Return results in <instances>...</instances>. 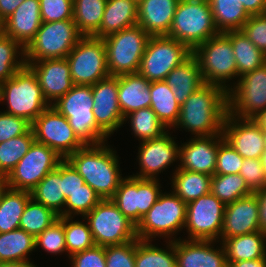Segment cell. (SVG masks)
<instances>
[{"label": "cell", "instance_id": "34", "mask_svg": "<svg viewBox=\"0 0 266 267\" xmlns=\"http://www.w3.org/2000/svg\"><path fill=\"white\" fill-rule=\"evenodd\" d=\"M231 41L237 64V81L245 73L266 63V55L259 50L241 30L224 32Z\"/></svg>", "mask_w": 266, "mask_h": 267}, {"label": "cell", "instance_id": "56", "mask_svg": "<svg viewBox=\"0 0 266 267\" xmlns=\"http://www.w3.org/2000/svg\"><path fill=\"white\" fill-rule=\"evenodd\" d=\"M251 15H261L266 13V0H238Z\"/></svg>", "mask_w": 266, "mask_h": 267}, {"label": "cell", "instance_id": "14", "mask_svg": "<svg viewBox=\"0 0 266 267\" xmlns=\"http://www.w3.org/2000/svg\"><path fill=\"white\" fill-rule=\"evenodd\" d=\"M266 110V63L238 78L228 91V113L255 119Z\"/></svg>", "mask_w": 266, "mask_h": 267}, {"label": "cell", "instance_id": "7", "mask_svg": "<svg viewBox=\"0 0 266 267\" xmlns=\"http://www.w3.org/2000/svg\"><path fill=\"white\" fill-rule=\"evenodd\" d=\"M218 33L208 0H179L167 36L193 50Z\"/></svg>", "mask_w": 266, "mask_h": 267}, {"label": "cell", "instance_id": "16", "mask_svg": "<svg viewBox=\"0 0 266 267\" xmlns=\"http://www.w3.org/2000/svg\"><path fill=\"white\" fill-rule=\"evenodd\" d=\"M225 206L211 192L187 203L184 239L219 241Z\"/></svg>", "mask_w": 266, "mask_h": 267}, {"label": "cell", "instance_id": "51", "mask_svg": "<svg viewBox=\"0 0 266 267\" xmlns=\"http://www.w3.org/2000/svg\"><path fill=\"white\" fill-rule=\"evenodd\" d=\"M239 174L253 193L266 187V175L261 159H244Z\"/></svg>", "mask_w": 266, "mask_h": 267}, {"label": "cell", "instance_id": "9", "mask_svg": "<svg viewBox=\"0 0 266 267\" xmlns=\"http://www.w3.org/2000/svg\"><path fill=\"white\" fill-rule=\"evenodd\" d=\"M82 35L73 19L42 22L33 40L25 48V63L66 58Z\"/></svg>", "mask_w": 266, "mask_h": 267}, {"label": "cell", "instance_id": "12", "mask_svg": "<svg viewBox=\"0 0 266 267\" xmlns=\"http://www.w3.org/2000/svg\"><path fill=\"white\" fill-rule=\"evenodd\" d=\"M74 85H94L110 76L103 38L82 36L66 57Z\"/></svg>", "mask_w": 266, "mask_h": 267}, {"label": "cell", "instance_id": "25", "mask_svg": "<svg viewBox=\"0 0 266 267\" xmlns=\"http://www.w3.org/2000/svg\"><path fill=\"white\" fill-rule=\"evenodd\" d=\"M41 25L39 0H24L4 20V35L12 38L25 49L33 40Z\"/></svg>", "mask_w": 266, "mask_h": 267}, {"label": "cell", "instance_id": "57", "mask_svg": "<svg viewBox=\"0 0 266 267\" xmlns=\"http://www.w3.org/2000/svg\"><path fill=\"white\" fill-rule=\"evenodd\" d=\"M259 201L260 229L266 233V187L256 192Z\"/></svg>", "mask_w": 266, "mask_h": 267}, {"label": "cell", "instance_id": "31", "mask_svg": "<svg viewBox=\"0 0 266 267\" xmlns=\"http://www.w3.org/2000/svg\"><path fill=\"white\" fill-rule=\"evenodd\" d=\"M170 177L171 191L185 203L210 193L212 176L209 174L176 169L174 166Z\"/></svg>", "mask_w": 266, "mask_h": 267}, {"label": "cell", "instance_id": "21", "mask_svg": "<svg viewBox=\"0 0 266 267\" xmlns=\"http://www.w3.org/2000/svg\"><path fill=\"white\" fill-rule=\"evenodd\" d=\"M182 238L174 241L177 267H228L222 242Z\"/></svg>", "mask_w": 266, "mask_h": 267}, {"label": "cell", "instance_id": "24", "mask_svg": "<svg viewBox=\"0 0 266 267\" xmlns=\"http://www.w3.org/2000/svg\"><path fill=\"white\" fill-rule=\"evenodd\" d=\"M28 66L36 74L43 97L49 105L54 104L74 86L66 58L38 60Z\"/></svg>", "mask_w": 266, "mask_h": 267}, {"label": "cell", "instance_id": "43", "mask_svg": "<svg viewBox=\"0 0 266 267\" xmlns=\"http://www.w3.org/2000/svg\"><path fill=\"white\" fill-rule=\"evenodd\" d=\"M58 218L59 215L53 210L31 198L21 216L19 228L25 230L36 238L46 228L50 227L56 220H58Z\"/></svg>", "mask_w": 266, "mask_h": 267}, {"label": "cell", "instance_id": "33", "mask_svg": "<svg viewBox=\"0 0 266 267\" xmlns=\"http://www.w3.org/2000/svg\"><path fill=\"white\" fill-rule=\"evenodd\" d=\"M149 92L150 108L167 129H172L178 122L181 105L176 101L171 87L164 80L152 81Z\"/></svg>", "mask_w": 266, "mask_h": 267}, {"label": "cell", "instance_id": "2", "mask_svg": "<svg viewBox=\"0 0 266 267\" xmlns=\"http://www.w3.org/2000/svg\"><path fill=\"white\" fill-rule=\"evenodd\" d=\"M108 144L84 145L66 158L102 200L111 199L126 177L121 172L117 150Z\"/></svg>", "mask_w": 266, "mask_h": 267}, {"label": "cell", "instance_id": "49", "mask_svg": "<svg viewBox=\"0 0 266 267\" xmlns=\"http://www.w3.org/2000/svg\"><path fill=\"white\" fill-rule=\"evenodd\" d=\"M136 240L105 247L106 267H135Z\"/></svg>", "mask_w": 266, "mask_h": 267}, {"label": "cell", "instance_id": "18", "mask_svg": "<svg viewBox=\"0 0 266 267\" xmlns=\"http://www.w3.org/2000/svg\"><path fill=\"white\" fill-rule=\"evenodd\" d=\"M171 129L167 130L160 137L148 141L140 142L136 161L139 165V172L132 176L147 179L158 178L169 166L177 163L179 168V142L172 136ZM171 133V134H170ZM172 164V165H171Z\"/></svg>", "mask_w": 266, "mask_h": 267}, {"label": "cell", "instance_id": "28", "mask_svg": "<svg viewBox=\"0 0 266 267\" xmlns=\"http://www.w3.org/2000/svg\"><path fill=\"white\" fill-rule=\"evenodd\" d=\"M138 22V3L134 0H107L99 31L94 37L104 38L133 27Z\"/></svg>", "mask_w": 266, "mask_h": 267}, {"label": "cell", "instance_id": "59", "mask_svg": "<svg viewBox=\"0 0 266 267\" xmlns=\"http://www.w3.org/2000/svg\"><path fill=\"white\" fill-rule=\"evenodd\" d=\"M228 267H266V257L228 263Z\"/></svg>", "mask_w": 266, "mask_h": 267}, {"label": "cell", "instance_id": "17", "mask_svg": "<svg viewBox=\"0 0 266 267\" xmlns=\"http://www.w3.org/2000/svg\"><path fill=\"white\" fill-rule=\"evenodd\" d=\"M31 128L35 141L53 149L63 159L84 146L68 119L51 105L33 121Z\"/></svg>", "mask_w": 266, "mask_h": 267}, {"label": "cell", "instance_id": "54", "mask_svg": "<svg viewBox=\"0 0 266 267\" xmlns=\"http://www.w3.org/2000/svg\"><path fill=\"white\" fill-rule=\"evenodd\" d=\"M70 267H106L105 247L95 245L69 257Z\"/></svg>", "mask_w": 266, "mask_h": 267}, {"label": "cell", "instance_id": "4", "mask_svg": "<svg viewBox=\"0 0 266 267\" xmlns=\"http://www.w3.org/2000/svg\"><path fill=\"white\" fill-rule=\"evenodd\" d=\"M4 112L33 121L50 105L43 97L36 74L25 65L11 79L0 83V104Z\"/></svg>", "mask_w": 266, "mask_h": 267}, {"label": "cell", "instance_id": "64", "mask_svg": "<svg viewBox=\"0 0 266 267\" xmlns=\"http://www.w3.org/2000/svg\"><path fill=\"white\" fill-rule=\"evenodd\" d=\"M4 35V21L0 18V38Z\"/></svg>", "mask_w": 266, "mask_h": 267}, {"label": "cell", "instance_id": "20", "mask_svg": "<svg viewBox=\"0 0 266 267\" xmlns=\"http://www.w3.org/2000/svg\"><path fill=\"white\" fill-rule=\"evenodd\" d=\"M222 134L244 159H261L265 151L264 130L255 119L227 113Z\"/></svg>", "mask_w": 266, "mask_h": 267}, {"label": "cell", "instance_id": "48", "mask_svg": "<svg viewBox=\"0 0 266 267\" xmlns=\"http://www.w3.org/2000/svg\"><path fill=\"white\" fill-rule=\"evenodd\" d=\"M244 158L224 139L219 136L215 174H239Z\"/></svg>", "mask_w": 266, "mask_h": 267}, {"label": "cell", "instance_id": "8", "mask_svg": "<svg viewBox=\"0 0 266 267\" xmlns=\"http://www.w3.org/2000/svg\"><path fill=\"white\" fill-rule=\"evenodd\" d=\"M150 37L139 25L104 37L110 76L137 73Z\"/></svg>", "mask_w": 266, "mask_h": 267}, {"label": "cell", "instance_id": "5", "mask_svg": "<svg viewBox=\"0 0 266 267\" xmlns=\"http://www.w3.org/2000/svg\"><path fill=\"white\" fill-rule=\"evenodd\" d=\"M91 85H74L51 106L68 119L74 134L84 145H97L109 137L97 126L93 113Z\"/></svg>", "mask_w": 266, "mask_h": 267}, {"label": "cell", "instance_id": "62", "mask_svg": "<svg viewBox=\"0 0 266 267\" xmlns=\"http://www.w3.org/2000/svg\"><path fill=\"white\" fill-rule=\"evenodd\" d=\"M7 187L8 186H7L6 182H5V180L4 179H0V201H1L2 196H3V192Z\"/></svg>", "mask_w": 266, "mask_h": 267}, {"label": "cell", "instance_id": "40", "mask_svg": "<svg viewBox=\"0 0 266 267\" xmlns=\"http://www.w3.org/2000/svg\"><path fill=\"white\" fill-rule=\"evenodd\" d=\"M127 122L131 127V135H134L139 143L158 138L168 130L150 107L126 115L123 124Z\"/></svg>", "mask_w": 266, "mask_h": 267}, {"label": "cell", "instance_id": "13", "mask_svg": "<svg viewBox=\"0 0 266 267\" xmlns=\"http://www.w3.org/2000/svg\"><path fill=\"white\" fill-rule=\"evenodd\" d=\"M161 185L160 179L138 178L128 174L111 200L137 226L163 192Z\"/></svg>", "mask_w": 266, "mask_h": 267}, {"label": "cell", "instance_id": "10", "mask_svg": "<svg viewBox=\"0 0 266 267\" xmlns=\"http://www.w3.org/2000/svg\"><path fill=\"white\" fill-rule=\"evenodd\" d=\"M84 218L96 245H121L137 239L136 226L111 199L101 200Z\"/></svg>", "mask_w": 266, "mask_h": 267}, {"label": "cell", "instance_id": "65", "mask_svg": "<svg viewBox=\"0 0 266 267\" xmlns=\"http://www.w3.org/2000/svg\"><path fill=\"white\" fill-rule=\"evenodd\" d=\"M264 141H265V150H266V130H264Z\"/></svg>", "mask_w": 266, "mask_h": 267}, {"label": "cell", "instance_id": "38", "mask_svg": "<svg viewBox=\"0 0 266 267\" xmlns=\"http://www.w3.org/2000/svg\"><path fill=\"white\" fill-rule=\"evenodd\" d=\"M164 242L165 247L161 248L152 244V240L137 238L135 267H177L174 241Z\"/></svg>", "mask_w": 266, "mask_h": 267}, {"label": "cell", "instance_id": "50", "mask_svg": "<svg viewBox=\"0 0 266 267\" xmlns=\"http://www.w3.org/2000/svg\"><path fill=\"white\" fill-rule=\"evenodd\" d=\"M42 22L73 19V0H39Z\"/></svg>", "mask_w": 266, "mask_h": 267}, {"label": "cell", "instance_id": "45", "mask_svg": "<svg viewBox=\"0 0 266 267\" xmlns=\"http://www.w3.org/2000/svg\"><path fill=\"white\" fill-rule=\"evenodd\" d=\"M25 63V49L12 38H0V83L11 79Z\"/></svg>", "mask_w": 266, "mask_h": 267}, {"label": "cell", "instance_id": "36", "mask_svg": "<svg viewBox=\"0 0 266 267\" xmlns=\"http://www.w3.org/2000/svg\"><path fill=\"white\" fill-rule=\"evenodd\" d=\"M35 251V237L25 230L0 233V262L32 260Z\"/></svg>", "mask_w": 266, "mask_h": 267}, {"label": "cell", "instance_id": "52", "mask_svg": "<svg viewBox=\"0 0 266 267\" xmlns=\"http://www.w3.org/2000/svg\"><path fill=\"white\" fill-rule=\"evenodd\" d=\"M241 32L266 55V13L251 15Z\"/></svg>", "mask_w": 266, "mask_h": 267}, {"label": "cell", "instance_id": "42", "mask_svg": "<svg viewBox=\"0 0 266 267\" xmlns=\"http://www.w3.org/2000/svg\"><path fill=\"white\" fill-rule=\"evenodd\" d=\"M210 192L225 205L253 194L240 174H214Z\"/></svg>", "mask_w": 266, "mask_h": 267}, {"label": "cell", "instance_id": "30", "mask_svg": "<svg viewBox=\"0 0 266 267\" xmlns=\"http://www.w3.org/2000/svg\"><path fill=\"white\" fill-rule=\"evenodd\" d=\"M222 244L227 263L266 257V233L262 231L227 238Z\"/></svg>", "mask_w": 266, "mask_h": 267}, {"label": "cell", "instance_id": "55", "mask_svg": "<svg viewBox=\"0 0 266 267\" xmlns=\"http://www.w3.org/2000/svg\"><path fill=\"white\" fill-rule=\"evenodd\" d=\"M83 177L66 160H62V191L65 199L75 193L84 184Z\"/></svg>", "mask_w": 266, "mask_h": 267}, {"label": "cell", "instance_id": "41", "mask_svg": "<svg viewBox=\"0 0 266 267\" xmlns=\"http://www.w3.org/2000/svg\"><path fill=\"white\" fill-rule=\"evenodd\" d=\"M35 141L32 128L21 136L0 143V179H5Z\"/></svg>", "mask_w": 266, "mask_h": 267}, {"label": "cell", "instance_id": "26", "mask_svg": "<svg viewBox=\"0 0 266 267\" xmlns=\"http://www.w3.org/2000/svg\"><path fill=\"white\" fill-rule=\"evenodd\" d=\"M179 0H142L138 22L150 36L168 35Z\"/></svg>", "mask_w": 266, "mask_h": 267}, {"label": "cell", "instance_id": "53", "mask_svg": "<svg viewBox=\"0 0 266 267\" xmlns=\"http://www.w3.org/2000/svg\"><path fill=\"white\" fill-rule=\"evenodd\" d=\"M31 123L24 118L0 111V143L26 134Z\"/></svg>", "mask_w": 266, "mask_h": 267}, {"label": "cell", "instance_id": "32", "mask_svg": "<svg viewBox=\"0 0 266 267\" xmlns=\"http://www.w3.org/2000/svg\"><path fill=\"white\" fill-rule=\"evenodd\" d=\"M31 198L64 216L66 199L62 191V161L49 172L31 191Z\"/></svg>", "mask_w": 266, "mask_h": 267}, {"label": "cell", "instance_id": "11", "mask_svg": "<svg viewBox=\"0 0 266 267\" xmlns=\"http://www.w3.org/2000/svg\"><path fill=\"white\" fill-rule=\"evenodd\" d=\"M192 55L184 43L167 35L151 36L141 58L138 73L149 82L165 80L167 75Z\"/></svg>", "mask_w": 266, "mask_h": 267}, {"label": "cell", "instance_id": "6", "mask_svg": "<svg viewBox=\"0 0 266 267\" xmlns=\"http://www.w3.org/2000/svg\"><path fill=\"white\" fill-rule=\"evenodd\" d=\"M192 55L199 63L204 84L221 86L227 92L236 84L237 64L230 38L224 32L196 46Z\"/></svg>", "mask_w": 266, "mask_h": 267}, {"label": "cell", "instance_id": "22", "mask_svg": "<svg viewBox=\"0 0 266 267\" xmlns=\"http://www.w3.org/2000/svg\"><path fill=\"white\" fill-rule=\"evenodd\" d=\"M261 231L256 193L226 204L219 242L227 238Z\"/></svg>", "mask_w": 266, "mask_h": 267}, {"label": "cell", "instance_id": "15", "mask_svg": "<svg viewBox=\"0 0 266 267\" xmlns=\"http://www.w3.org/2000/svg\"><path fill=\"white\" fill-rule=\"evenodd\" d=\"M62 160L53 149L34 141L4 180L9 188L30 192Z\"/></svg>", "mask_w": 266, "mask_h": 267}, {"label": "cell", "instance_id": "29", "mask_svg": "<svg viewBox=\"0 0 266 267\" xmlns=\"http://www.w3.org/2000/svg\"><path fill=\"white\" fill-rule=\"evenodd\" d=\"M164 81L171 87L176 101L180 105L204 85L199 63L193 55L181 65L176 66Z\"/></svg>", "mask_w": 266, "mask_h": 267}, {"label": "cell", "instance_id": "39", "mask_svg": "<svg viewBox=\"0 0 266 267\" xmlns=\"http://www.w3.org/2000/svg\"><path fill=\"white\" fill-rule=\"evenodd\" d=\"M107 0H73V21L82 36H94L101 25Z\"/></svg>", "mask_w": 266, "mask_h": 267}, {"label": "cell", "instance_id": "46", "mask_svg": "<svg viewBox=\"0 0 266 267\" xmlns=\"http://www.w3.org/2000/svg\"><path fill=\"white\" fill-rule=\"evenodd\" d=\"M44 250L52 255L65 253L67 254L65 232H64V216H59L50 227L46 228L35 238V249Z\"/></svg>", "mask_w": 266, "mask_h": 267}, {"label": "cell", "instance_id": "58", "mask_svg": "<svg viewBox=\"0 0 266 267\" xmlns=\"http://www.w3.org/2000/svg\"><path fill=\"white\" fill-rule=\"evenodd\" d=\"M24 0H0V18L7 19Z\"/></svg>", "mask_w": 266, "mask_h": 267}, {"label": "cell", "instance_id": "61", "mask_svg": "<svg viewBox=\"0 0 266 267\" xmlns=\"http://www.w3.org/2000/svg\"><path fill=\"white\" fill-rule=\"evenodd\" d=\"M255 120L259 123L263 130H266V110H263Z\"/></svg>", "mask_w": 266, "mask_h": 267}, {"label": "cell", "instance_id": "60", "mask_svg": "<svg viewBox=\"0 0 266 267\" xmlns=\"http://www.w3.org/2000/svg\"><path fill=\"white\" fill-rule=\"evenodd\" d=\"M33 263L31 260L0 262V267H38L36 263Z\"/></svg>", "mask_w": 266, "mask_h": 267}, {"label": "cell", "instance_id": "37", "mask_svg": "<svg viewBox=\"0 0 266 267\" xmlns=\"http://www.w3.org/2000/svg\"><path fill=\"white\" fill-rule=\"evenodd\" d=\"M31 199V193L7 187L0 201V233L19 228L24 209Z\"/></svg>", "mask_w": 266, "mask_h": 267}, {"label": "cell", "instance_id": "44", "mask_svg": "<svg viewBox=\"0 0 266 267\" xmlns=\"http://www.w3.org/2000/svg\"><path fill=\"white\" fill-rule=\"evenodd\" d=\"M74 218L64 216L65 241L69 257L96 245L85 218L82 217L80 221Z\"/></svg>", "mask_w": 266, "mask_h": 267}, {"label": "cell", "instance_id": "35", "mask_svg": "<svg viewBox=\"0 0 266 267\" xmlns=\"http://www.w3.org/2000/svg\"><path fill=\"white\" fill-rule=\"evenodd\" d=\"M218 32L241 30L250 15L238 0H208Z\"/></svg>", "mask_w": 266, "mask_h": 267}, {"label": "cell", "instance_id": "19", "mask_svg": "<svg viewBox=\"0 0 266 267\" xmlns=\"http://www.w3.org/2000/svg\"><path fill=\"white\" fill-rule=\"evenodd\" d=\"M92 94L97 126L111 137L124 127V117L118 101V76H108L92 85Z\"/></svg>", "mask_w": 266, "mask_h": 267}, {"label": "cell", "instance_id": "63", "mask_svg": "<svg viewBox=\"0 0 266 267\" xmlns=\"http://www.w3.org/2000/svg\"><path fill=\"white\" fill-rule=\"evenodd\" d=\"M261 161H262V165L265 171V175H266V150L264 151L262 157H261Z\"/></svg>", "mask_w": 266, "mask_h": 267}, {"label": "cell", "instance_id": "23", "mask_svg": "<svg viewBox=\"0 0 266 267\" xmlns=\"http://www.w3.org/2000/svg\"><path fill=\"white\" fill-rule=\"evenodd\" d=\"M191 136L179 144V169L213 176L219 146V136Z\"/></svg>", "mask_w": 266, "mask_h": 267}, {"label": "cell", "instance_id": "3", "mask_svg": "<svg viewBox=\"0 0 266 267\" xmlns=\"http://www.w3.org/2000/svg\"><path fill=\"white\" fill-rule=\"evenodd\" d=\"M187 203L183 202L171 190L161 193L158 200L142 217L136 226V236L140 240L176 241L184 229ZM177 234V235H176Z\"/></svg>", "mask_w": 266, "mask_h": 267}, {"label": "cell", "instance_id": "27", "mask_svg": "<svg viewBox=\"0 0 266 267\" xmlns=\"http://www.w3.org/2000/svg\"><path fill=\"white\" fill-rule=\"evenodd\" d=\"M150 86L151 82L138 72L118 76V101L123 117L133 111L150 107Z\"/></svg>", "mask_w": 266, "mask_h": 267}, {"label": "cell", "instance_id": "1", "mask_svg": "<svg viewBox=\"0 0 266 267\" xmlns=\"http://www.w3.org/2000/svg\"><path fill=\"white\" fill-rule=\"evenodd\" d=\"M227 113L228 92L221 86L204 84L181 104L178 122L171 130L182 128L190 136L222 134Z\"/></svg>", "mask_w": 266, "mask_h": 267}, {"label": "cell", "instance_id": "47", "mask_svg": "<svg viewBox=\"0 0 266 267\" xmlns=\"http://www.w3.org/2000/svg\"><path fill=\"white\" fill-rule=\"evenodd\" d=\"M102 199L86 183L81 189L76 191L66 199L64 206V216L67 217H84L87 215Z\"/></svg>", "mask_w": 266, "mask_h": 267}]
</instances>
